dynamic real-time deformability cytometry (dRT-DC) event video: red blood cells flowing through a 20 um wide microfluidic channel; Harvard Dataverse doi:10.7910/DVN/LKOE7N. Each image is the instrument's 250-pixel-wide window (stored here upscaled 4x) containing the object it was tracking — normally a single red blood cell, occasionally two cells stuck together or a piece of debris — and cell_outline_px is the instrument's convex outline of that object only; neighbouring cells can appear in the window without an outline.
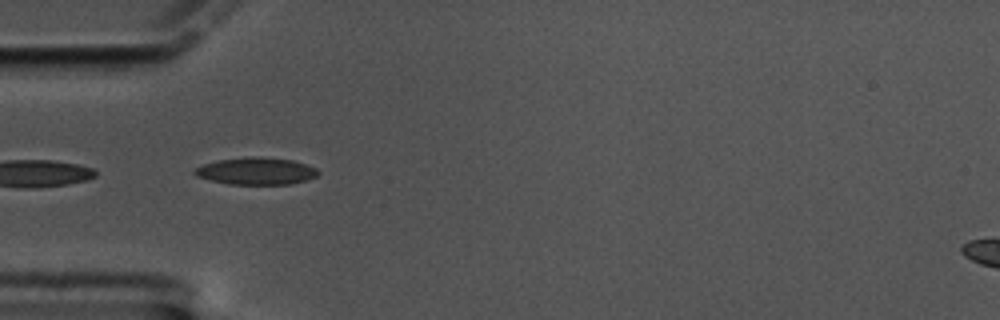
{"species": "common noctule bat (a hibernating species)", "species_latin": "Nyctalus noctula", "temperature_condition": "cold", "stored_images_in_passage": 3, "camera_frame_rate_fps": 3000, "um_per_image_px": 0.085, "animal": {"sex": "male", "body_mass_g": 17.5, "forearm_length_mm": 52.3}, "frame": {"image": 1, "passage_image": 1, "time_ms": 0.0, "image_size_px": [1000, 320], "cell_outline_px": [[320, 172], [316, 176], [292, 184], [228, 184], [196, 176], [192, 172], [196, 168], [204, 164], [216, 160], [256, 156], [292, 160], [316, 168]], "centroid_in_image_um": [21.76, 14.54], "position_along_channel_um": 63.2, "area_um2": 19.31}}